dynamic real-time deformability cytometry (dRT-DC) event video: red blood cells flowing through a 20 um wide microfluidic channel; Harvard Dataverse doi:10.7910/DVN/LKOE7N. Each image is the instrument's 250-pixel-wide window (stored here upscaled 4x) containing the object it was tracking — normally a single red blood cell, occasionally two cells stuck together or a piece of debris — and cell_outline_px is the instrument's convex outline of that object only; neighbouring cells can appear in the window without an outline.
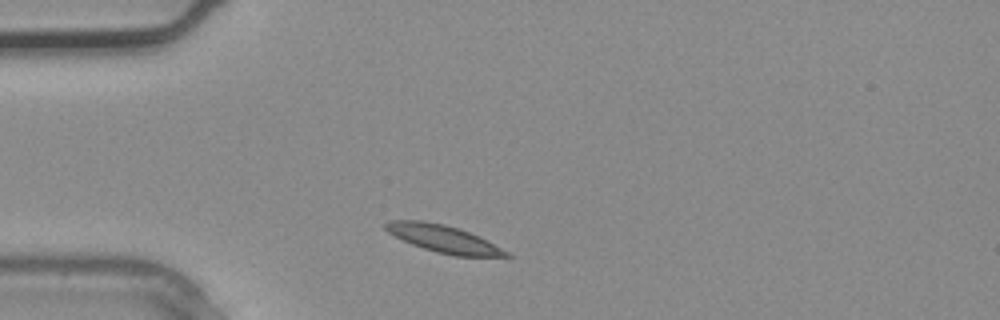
{"species": "common noctule bat (a hibernating species)", "species_latin": "Nyctalus noctula", "temperature_condition": "warm", "stored_images_in_passage": 1, "camera_frame_rate_fps": 3000, "um_per_image_px": 0.085, "animal": {"sex": "male", "body_mass_g": 20.4}, "frame": {"image": 1, "passage_image": 1, "time_ms": 0.0, "image_size_px": [1000, 320], "cell_outline_px": [[512, 256], [456, 256], [436, 252], [412, 244], [388, 232], [384, 228], [384, 224], [392, 220], [420, 220], [444, 224], [468, 232], [508, 252]], "centroid_in_image_um": [37.63, 20.29], "position_along_channel_um": 47.4, "area_um2": 18.55}}